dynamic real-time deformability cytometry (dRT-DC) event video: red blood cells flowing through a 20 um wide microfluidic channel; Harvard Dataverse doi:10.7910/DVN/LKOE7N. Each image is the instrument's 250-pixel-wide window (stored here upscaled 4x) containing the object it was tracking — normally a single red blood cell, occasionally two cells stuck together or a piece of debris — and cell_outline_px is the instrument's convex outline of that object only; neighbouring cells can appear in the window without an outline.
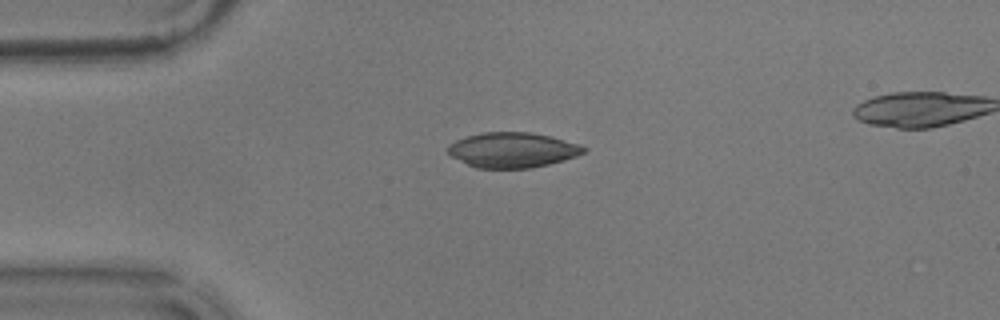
{"species": "common noctule bat (a hibernating species)", "species_latin": "Nyctalus noctula", "temperature_condition": "warm", "stored_images_in_passage": 42, "camera_frame_rate_fps": 3000, "um_per_image_px": 0.085, "animal": {"sex": "male", "body_mass_g": 17.9}, "frame": {"image": 1, "passage_image": 1, "time_ms": 0.0, "image_size_px": [1000, 320], "cell_outline_px": [[588, 148], [584, 152], [576, 156], [548, 164], [528, 168], [476, 168], [452, 156], [448, 152], [448, 144], [456, 140], [468, 136], [484, 132], [528, 132], [552, 136], [580, 144]], "centroid_in_image_um": [43.58, 12.74], "position_along_channel_um": 41.4, "area_um2": 27.63}}
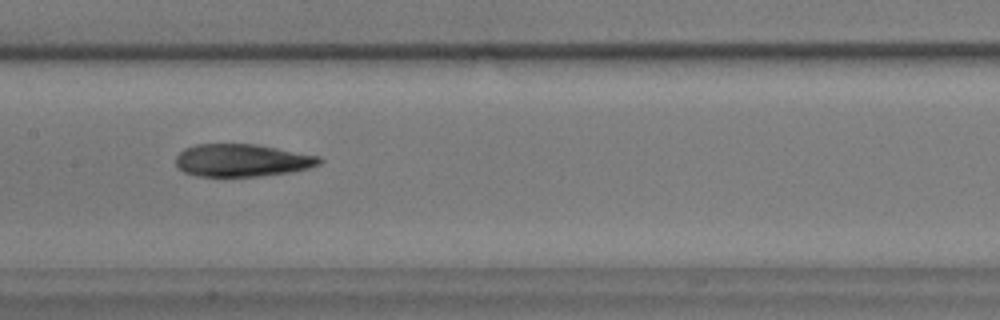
{"frame": {"image": 2, "passage_image": 15, "time_ms": 4.667, "image_size_px": [1000, 320], "cell_outline_px": [[324, 160], [320, 164], [308, 168], [288, 172], [260, 176], [196, 176], [184, 172], [176, 164], [176, 156], [184, 148], [196, 144], [256, 144], [320, 156]], "centroid_in_image_um": [20.57, 13.62], "position_along_channel_um": 186.8, "area_um2": 27.22}}
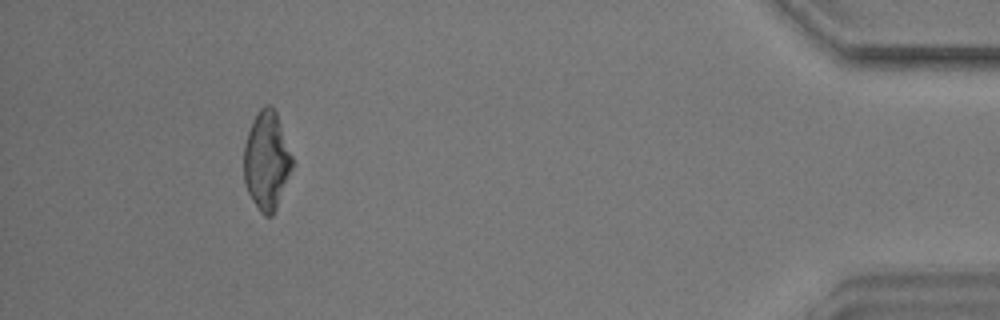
{"frame": {"image": 3, "passage_image": 39, "time_ms": 12.667, "image_size_px": [1000, 320], "cell_outline_px": [[292, 168], [276, 208], [272, 216], [264, 216], [260, 212], [252, 200], [244, 184], [244, 144], [252, 120], [260, 108], [264, 104], [268, 104], [276, 112], [292, 156]], "centroid_in_image_um": [22.64, 13.65], "position_along_channel_um": 412.6, "area_um2": 27.51}}